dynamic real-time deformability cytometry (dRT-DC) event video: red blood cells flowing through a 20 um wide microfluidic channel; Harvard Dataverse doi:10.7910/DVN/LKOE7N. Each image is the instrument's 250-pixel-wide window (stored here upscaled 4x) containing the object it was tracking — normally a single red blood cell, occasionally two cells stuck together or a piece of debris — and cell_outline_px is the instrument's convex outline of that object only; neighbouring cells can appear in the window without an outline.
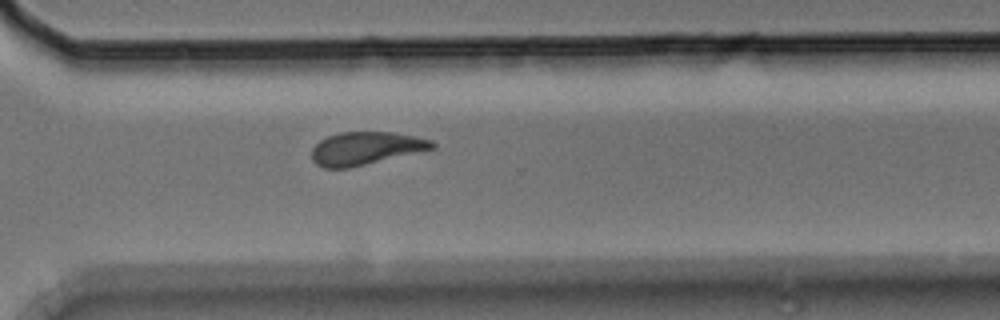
{"species": "Egyptian fruit bat (a non-hibernating species)", "species_latin": "Rousettus aegyptiacus", "temperature_condition": "room temperature", "stored_images_in_passage": 10, "segment_of_instrument_passage": [1, 2], "camera_frame_rate_fps": 3000, "um_per_image_px": 0.085, "animal": {"sex": "male"}, "frame": {"image": 1, "passage_image": 9, "time_ms": 2.667, "image_size_px": [1000, 320], "cell_outline_px": [[436, 148], [348, 168], [324, 168], [316, 164], [312, 160], [312, 148], [320, 140], [328, 136], [340, 132], [392, 132], [432, 140], [436, 144]], "centroid_in_image_um": [31.07, 12.61], "position_along_channel_um": 339.5, "area_um2": 22.95}}